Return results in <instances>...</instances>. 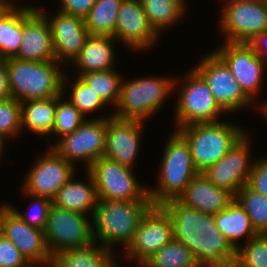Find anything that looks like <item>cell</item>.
<instances>
[{
  "label": "cell",
  "mask_w": 267,
  "mask_h": 267,
  "mask_svg": "<svg viewBox=\"0 0 267 267\" xmlns=\"http://www.w3.org/2000/svg\"><path fill=\"white\" fill-rule=\"evenodd\" d=\"M161 206L173 226V240L184 244L200 267H233L236 248L218 230L214 215L171 199Z\"/></svg>",
  "instance_id": "1"
},
{
  "label": "cell",
  "mask_w": 267,
  "mask_h": 267,
  "mask_svg": "<svg viewBox=\"0 0 267 267\" xmlns=\"http://www.w3.org/2000/svg\"><path fill=\"white\" fill-rule=\"evenodd\" d=\"M151 205V200H98L91 216L94 241L111 250L116 243L126 249L135 236L141 217Z\"/></svg>",
  "instance_id": "2"
},
{
  "label": "cell",
  "mask_w": 267,
  "mask_h": 267,
  "mask_svg": "<svg viewBox=\"0 0 267 267\" xmlns=\"http://www.w3.org/2000/svg\"><path fill=\"white\" fill-rule=\"evenodd\" d=\"M9 79L11 97L24 102L63 94L65 73L61 62L52 60L33 62L16 57L4 60Z\"/></svg>",
  "instance_id": "3"
},
{
  "label": "cell",
  "mask_w": 267,
  "mask_h": 267,
  "mask_svg": "<svg viewBox=\"0 0 267 267\" xmlns=\"http://www.w3.org/2000/svg\"><path fill=\"white\" fill-rule=\"evenodd\" d=\"M243 130L225 121L195 123L176 129L188 143L198 173H203L226 155L247 134Z\"/></svg>",
  "instance_id": "4"
},
{
  "label": "cell",
  "mask_w": 267,
  "mask_h": 267,
  "mask_svg": "<svg viewBox=\"0 0 267 267\" xmlns=\"http://www.w3.org/2000/svg\"><path fill=\"white\" fill-rule=\"evenodd\" d=\"M173 132L165 145L158 188H148L152 205L177 199L198 174L188 143L176 130Z\"/></svg>",
  "instance_id": "5"
},
{
  "label": "cell",
  "mask_w": 267,
  "mask_h": 267,
  "mask_svg": "<svg viewBox=\"0 0 267 267\" xmlns=\"http://www.w3.org/2000/svg\"><path fill=\"white\" fill-rule=\"evenodd\" d=\"M176 80L165 77H140L129 82L121 81L117 111L113 116L122 119L146 121L158 112L176 86Z\"/></svg>",
  "instance_id": "6"
},
{
  "label": "cell",
  "mask_w": 267,
  "mask_h": 267,
  "mask_svg": "<svg viewBox=\"0 0 267 267\" xmlns=\"http://www.w3.org/2000/svg\"><path fill=\"white\" fill-rule=\"evenodd\" d=\"M86 170L93 178L98 200H150L149 187L141 186L131 167L103 156Z\"/></svg>",
  "instance_id": "7"
},
{
  "label": "cell",
  "mask_w": 267,
  "mask_h": 267,
  "mask_svg": "<svg viewBox=\"0 0 267 267\" xmlns=\"http://www.w3.org/2000/svg\"><path fill=\"white\" fill-rule=\"evenodd\" d=\"M185 84L180 87L175 110L176 126L195 123L217 122L225 112L216 102L206 81L193 68L185 75Z\"/></svg>",
  "instance_id": "8"
},
{
  "label": "cell",
  "mask_w": 267,
  "mask_h": 267,
  "mask_svg": "<svg viewBox=\"0 0 267 267\" xmlns=\"http://www.w3.org/2000/svg\"><path fill=\"white\" fill-rule=\"evenodd\" d=\"M89 220L83 213L52 205L44 230L51 255L54 257L64 250L94 243L93 224Z\"/></svg>",
  "instance_id": "9"
},
{
  "label": "cell",
  "mask_w": 267,
  "mask_h": 267,
  "mask_svg": "<svg viewBox=\"0 0 267 267\" xmlns=\"http://www.w3.org/2000/svg\"><path fill=\"white\" fill-rule=\"evenodd\" d=\"M220 18L225 42L251 43L267 30V0L226 3Z\"/></svg>",
  "instance_id": "10"
},
{
  "label": "cell",
  "mask_w": 267,
  "mask_h": 267,
  "mask_svg": "<svg viewBox=\"0 0 267 267\" xmlns=\"http://www.w3.org/2000/svg\"><path fill=\"white\" fill-rule=\"evenodd\" d=\"M107 118L86 119L74 132L64 135L52 147L67 161L85 162L86 169L104 156Z\"/></svg>",
  "instance_id": "11"
},
{
  "label": "cell",
  "mask_w": 267,
  "mask_h": 267,
  "mask_svg": "<svg viewBox=\"0 0 267 267\" xmlns=\"http://www.w3.org/2000/svg\"><path fill=\"white\" fill-rule=\"evenodd\" d=\"M194 69L206 81L216 102L226 114L244 109L256 101L244 93L229 67L214 51L206 54Z\"/></svg>",
  "instance_id": "12"
},
{
  "label": "cell",
  "mask_w": 267,
  "mask_h": 267,
  "mask_svg": "<svg viewBox=\"0 0 267 267\" xmlns=\"http://www.w3.org/2000/svg\"><path fill=\"white\" fill-rule=\"evenodd\" d=\"M173 240V226L168 212L161 205H151L141 217L132 242L125 249V258L142 265L150 256Z\"/></svg>",
  "instance_id": "13"
},
{
  "label": "cell",
  "mask_w": 267,
  "mask_h": 267,
  "mask_svg": "<svg viewBox=\"0 0 267 267\" xmlns=\"http://www.w3.org/2000/svg\"><path fill=\"white\" fill-rule=\"evenodd\" d=\"M224 43L214 52L226 63L241 89L253 101L262 87L266 62L255 53L250 43Z\"/></svg>",
  "instance_id": "14"
},
{
  "label": "cell",
  "mask_w": 267,
  "mask_h": 267,
  "mask_svg": "<svg viewBox=\"0 0 267 267\" xmlns=\"http://www.w3.org/2000/svg\"><path fill=\"white\" fill-rule=\"evenodd\" d=\"M50 150V151H49ZM42 155L26 174L23 191L29 195L53 199L75 175V165L67 162L53 147Z\"/></svg>",
  "instance_id": "15"
},
{
  "label": "cell",
  "mask_w": 267,
  "mask_h": 267,
  "mask_svg": "<svg viewBox=\"0 0 267 267\" xmlns=\"http://www.w3.org/2000/svg\"><path fill=\"white\" fill-rule=\"evenodd\" d=\"M1 234L13 242L33 267H52L53 256L48 249L44 230L23 221L9 204L2 215Z\"/></svg>",
  "instance_id": "16"
},
{
  "label": "cell",
  "mask_w": 267,
  "mask_h": 267,
  "mask_svg": "<svg viewBox=\"0 0 267 267\" xmlns=\"http://www.w3.org/2000/svg\"><path fill=\"white\" fill-rule=\"evenodd\" d=\"M250 139L244 135L217 163L203 174L215 186L236 193L248 183L254 161L250 158Z\"/></svg>",
  "instance_id": "17"
},
{
  "label": "cell",
  "mask_w": 267,
  "mask_h": 267,
  "mask_svg": "<svg viewBox=\"0 0 267 267\" xmlns=\"http://www.w3.org/2000/svg\"><path fill=\"white\" fill-rule=\"evenodd\" d=\"M39 7H23V34L18 59L33 62L56 60L51 28Z\"/></svg>",
  "instance_id": "18"
},
{
  "label": "cell",
  "mask_w": 267,
  "mask_h": 267,
  "mask_svg": "<svg viewBox=\"0 0 267 267\" xmlns=\"http://www.w3.org/2000/svg\"><path fill=\"white\" fill-rule=\"evenodd\" d=\"M158 34L149 24L140 0H123L117 15L114 38L128 48L144 51L155 44ZM148 47V48H147ZM144 49V50H143Z\"/></svg>",
  "instance_id": "19"
},
{
  "label": "cell",
  "mask_w": 267,
  "mask_h": 267,
  "mask_svg": "<svg viewBox=\"0 0 267 267\" xmlns=\"http://www.w3.org/2000/svg\"><path fill=\"white\" fill-rule=\"evenodd\" d=\"M143 120L122 119L110 114L107 118L104 157L133 168L140 148Z\"/></svg>",
  "instance_id": "20"
},
{
  "label": "cell",
  "mask_w": 267,
  "mask_h": 267,
  "mask_svg": "<svg viewBox=\"0 0 267 267\" xmlns=\"http://www.w3.org/2000/svg\"><path fill=\"white\" fill-rule=\"evenodd\" d=\"M38 10L46 16L49 22L56 61L61 63L73 61L90 35L84 19L62 11L49 18L50 16H47L41 8Z\"/></svg>",
  "instance_id": "21"
},
{
  "label": "cell",
  "mask_w": 267,
  "mask_h": 267,
  "mask_svg": "<svg viewBox=\"0 0 267 267\" xmlns=\"http://www.w3.org/2000/svg\"><path fill=\"white\" fill-rule=\"evenodd\" d=\"M177 199L187 207L214 215L228 207L235 196L198 173Z\"/></svg>",
  "instance_id": "22"
},
{
  "label": "cell",
  "mask_w": 267,
  "mask_h": 267,
  "mask_svg": "<svg viewBox=\"0 0 267 267\" xmlns=\"http://www.w3.org/2000/svg\"><path fill=\"white\" fill-rule=\"evenodd\" d=\"M115 40L113 36L89 35L80 53L70 61L77 67V75L114 69Z\"/></svg>",
  "instance_id": "23"
},
{
  "label": "cell",
  "mask_w": 267,
  "mask_h": 267,
  "mask_svg": "<svg viewBox=\"0 0 267 267\" xmlns=\"http://www.w3.org/2000/svg\"><path fill=\"white\" fill-rule=\"evenodd\" d=\"M87 182L75 181L74 175L57 192L52 199L54 206L66 210H72L87 215H93L97 206L98 196L93 178L86 170ZM90 211V212H89Z\"/></svg>",
  "instance_id": "24"
},
{
  "label": "cell",
  "mask_w": 267,
  "mask_h": 267,
  "mask_svg": "<svg viewBox=\"0 0 267 267\" xmlns=\"http://www.w3.org/2000/svg\"><path fill=\"white\" fill-rule=\"evenodd\" d=\"M113 250L96 245L71 248L53 257L52 267H117Z\"/></svg>",
  "instance_id": "25"
},
{
  "label": "cell",
  "mask_w": 267,
  "mask_h": 267,
  "mask_svg": "<svg viewBox=\"0 0 267 267\" xmlns=\"http://www.w3.org/2000/svg\"><path fill=\"white\" fill-rule=\"evenodd\" d=\"M214 220L218 230L235 248L239 246L237 241L240 238L246 237L248 241L259 234L248 214L236 200L224 210L214 214Z\"/></svg>",
  "instance_id": "26"
},
{
  "label": "cell",
  "mask_w": 267,
  "mask_h": 267,
  "mask_svg": "<svg viewBox=\"0 0 267 267\" xmlns=\"http://www.w3.org/2000/svg\"><path fill=\"white\" fill-rule=\"evenodd\" d=\"M57 96L21 102V128L37 135L52 134Z\"/></svg>",
  "instance_id": "27"
},
{
  "label": "cell",
  "mask_w": 267,
  "mask_h": 267,
  "mask_svg": "<svg viewBox=\"0 0 267 267\" xmlns=\"http://www.w3.org/2000/svg\"><path fill=\"white\" fill-rule=\"evenodd\" d=\"M23 34V7H5L0 12V54L4 59L18 54Z\"/></svg>",
  "instance_id": "28"
},
{
  "label": "cell",
  "mask_w": 267,
  "mask_h": 267,
  "mask_svg": "<svg viewBox=\"0 0 267 267\" xmlns=\"http://www.w3.org/2000/svg\"><path fill=\"white\" fill-rule=\"evenodd\" d=\"M123 0H95L84 23L90 35L114 36L117 15Z\"/></svg>",
  "instance_id": "29"
},
{
  "label": "cell",
  "mask_w": 267,
  "mask_h": 267,
  "mask_svg": "<svg viewBox=\"0 0 267 267\" xmlns=\"http://www.w3.org/2000/svg\"><path fill=\"white\" fill-rule=\"evenodd\" d=\"M147 19L159 35L185 15L184 0H140Z\"/></svg>",
  "instance_id": "30"
},
{
  "label": "cell",
  "mask_w": 267,
  "mask_h": 267,
  "mask_svg": "<svg viewBox=\"0 0 267 267\" xmlns=\"http://www.w3.org/2000/svg\"><path fill=\"white\" fill-rule=\"evenodd\" d=\"M142 267H200L192 252L182 243L172 240L165 244Z\"/></svg>",
  "instance_id": "31"
},
{
  "label": "cell",
  "mask_w": 267,
  "mask_h": 267,
  "mask_svg": "<svg viewBox=\"0 0 267 267\" xmlns=\"http://www.w3.org/2000/svg\"><path fill=\"white\" fill-rule=\"evenodd\" d=\"M108 105L116 106L120 97L122 76L116 70L83 73L79 76Z\"/></svg>",
  "instance_id": "32"
},
{
  "label": "cell",
  "mask_w": 267,
  "mask_h": 267,
  "mask_svg": "<svg viewBox=\"0 0 267 267\" xmlns=\"http://www.w3.org/2000/svg\"><path fill=\"white\" fill-rule=\"evenodd\" d=\"M235 200L248 214L256 231L267 234V196L255 192L245 184L236 193Z\"/></svg>",
  "instance_id": "33"
},
{
  "label": "cell",
  "mask_w": 267,
  "mask_h": 267,
  "mask_svg": "<svg viewBox=\"0 0 267 267\" xmlns=\"http://www.w3.org/2000/svg\"><path fill=\"white\" fill-rule=\"evenodd\" d=\"M67 76L63 78V94L57 96V107L52 132L62 138L64 135L74 132L85 120V116L69 100L64 101Z\"/></svg>",
  "instance_id": "34"
},
{
  "label": "cell",
  "mask_w": 267,
  "mask_h": 267,
  "mask_svg": "<svg viewBox=\"0 0 267 267\" xmlns=\"http://www.w3.org/2000/svg\"><path fill=\"white\" fill-rule=\"evenodd\" d=\"M233 267H267V234L259 233L238 246Z\"/></svg>",
  "instance_id": "35"
},
{
  "label": "cell",
  "mask_w": 267,
  "mask_h": 267,
  "mask_svg": "<svg viewBox=\"0 0 267 267\" xmlns=\"http://www.w3.org/2000/svg\"><path fill=\"white\" fill-rule=\"evenodd\" d=\"M70 102L86 117L88 113L96 112L106 103L79 76L71 84ZM96 110V111H95Z\"/></svg>",
  "instance_id": "36"
},
{
  "label": "cell",
  "mask_w": 267,
  "mask_h": 267,
  "mask_svg": "<svg viewBox=\"0 0 267 267\" xmlns=\"http://www.w3.org/2000/svg\"><path fill=\"white\" fill-rule=\"evenodd\" d=\"M22 133L21 102L10 97L0 101V136L7 140Z\"/></svg>",
  "instance_id": "37"
},
{
  "label": "cell",
  "mask_w": 267,
  "mask_h": 267,
  "mask_svg": "<svg viewBox=\"0 0 267 267\" xmlns=\"http://www.w3.org/2000/svg\"><path fill=\"white\" fill-rule=\"evenodd\" d=\"M24 194L26 196H30V198H34L33 202L36 203L33 204L35 208H32V213L26 212L20 213L21 211H18L17 208L9 205L19 216L20 218L28 223L30 226L35 227L37 229H42L45 230L46 225H47V219H48V214L50 211L52 204V200L47 198V197H41V196H34V195H29L24 191Z\"/></svg>",
  "instance_id": "38"
},
{
  "label": "cell",
  "mask_w": 267,
  "mask_h": 267,
  "mask_svg": "<svg viewBox=\"0 0 267 267\" xmlns=\"http://www.w3.org/2000/svg\"><path fill=\"white\" fill-rule=\"evenodd\" d=\"M0 267H33L3 234H0Z\"/></svg>",
  "instance_id": "39"
},
{
  "label": "cell",
  "mask_w": 267,
  "mask_h": 267,
  "mask_svg": "<svg viewBox=\"0 0 267 267\" xmlns=\"http://www.w3.org/2000/svg\"><path fill=\"white\" fill-rule=\"evenodd\" d=\"M247 185L255 192L267 196V158L254 161Z\"/></svg>",
  "instance_id": "40"
},
{
  "label": "cell",
  "mask_w": 267,
  "mask_h": 267,
  "mask_svg": "<svg viewBox=\"0 0 267 267\" xmlns=\"http://www.w3.org/2000/svg\"><path fill=\"white\" fill-rule=\"evenodd\" d=\"M60 2L62 12L84 19L93 7L95 0H60Z\"/></svg>",
  "instance_id": "41"
},
{
  "label": "cell",
  "mask_w": 267,
  "mask_h": 267,
  "mask_svg": "<svg viewBox=\"0 0 267 267\" xmlns=\"http://www.w3.org/2000/svg\"><path fill=\"white\" fill-rule=\"evenodd\" d=\"M11 97L5 62L0 66V101Z\"/></svg>",
  "instance_id": "42"
},
{
  "label": "cell",
  "mask_w": 267,
  "mask_h": 267,
  "mask_svg": "<svg viewBox=\"0 0 267 267\" xmlns=\"http://www.w3.org/2000/svg\"><path fill=\"white\" fill-rule=\"evenodd\" d=\"M266 43H267V30L263 32L262 34H259L250 43L254 47L255 53L258 54L264 62H266L265 57L267 56V44Z\"/></svg>",
  "instance_id": "43"
},
{
  "label": "cell",
  "mask_w": 267,
  "mask_h": 267,
  "mask_svg": "<svg viewBox=\"0 0 267 267\" xmlns=\"http://www.w3.org/2000/svg\"><path fill=\"white\" fill-rule=\"evenodd\" d=\"M12 0H0V5L3 7H18L16 6L14 2H11Z\"/></svg>",
  "instance_id": "44"
},
{
  "label": "cell",
  "mask_w": 267,
  "mask_h": 267,
  "mask_svg": "<svg viewBox=\"0 0 267 267\" xmlns=\"http://www.w3.org/2000/svg\"><path fill=\"white\" fill-rule=\"evenodd\" d=\"M258 108L261 110L262 114H264V116L267 118V102H265L264 104L261 103V105H258Z\"/></svg>",
  "instance_id": "45"
},
{
  "label": "cell",
  "mask_w": 267,
  "mask_h": 267,
  "mask_svg": "<svg viewBox=\"0 0 267 267\" xmlns=\"http://www.w3.org/2000/svg\"><path fill=\"white\" fill-rule=\"evenodd\" d=\"M7 206H8V204L7 205L2 204V206L0 205V234H1V229H2V215H3L4 210Z\"/></svg>",
  "instance_id": "46"
},
{
  "label": "cell",
  "mask_w": 267,
  "mask_h": 267,
  "mask_svg": "<svg viewBox=\"0 0 267 267\" xmlns=\"http://www.w3.org/2000/svg\"><path fill=\"white\" fill-rule=\"evenodd\" d=\"M4 141L6 140L0 136V159L4 156L2 155L4 153L3 151L5 150Z\"/></svg>",
  "instance_id": "47"
},
{
  "label": "cell",
  "mask_w": 267,
  "mask_h": 267,
  "mask_svg": "<svg viewBox=\"0 0 267 267\" xmlns=\"http://www.w3.org/2000/svg\"><path fill=\"white\" fill-rule=\"evenodd\" d=\"M4 58L1 56V54H0V66L4 63Z\"/></svg>",
  "instance_id": "48"
},
{
  "label": "cell",
  "mask_w": 267,
  "mask_h": 267,
  "mask_svg": "<svg viewBox=\"0 0 267 267\" xmlns=\"http://www.w3.org/2000/svg\"><path fill=\"white\" fill-rule=\"evenodd\" d=\"M232 1H247V0H227L226 3L232 2Z\"/></svg>",
  "instance_id": "49"
},
{
  "label": "cell",
  "mask_w": 267,
  "mask_h": 267,
  "mask_svg": "<svg viewBox=\"0 0 267 267\" xmlns=\"http://www.w3.org/2000/svg\"><path fill=\"white\" fill-rule=\"evenodd\" d=\"M4 8H5V7H3V6L0 5V12H1Z\"/></svg>",
  "instance_id": "50"
}]
</instances>
